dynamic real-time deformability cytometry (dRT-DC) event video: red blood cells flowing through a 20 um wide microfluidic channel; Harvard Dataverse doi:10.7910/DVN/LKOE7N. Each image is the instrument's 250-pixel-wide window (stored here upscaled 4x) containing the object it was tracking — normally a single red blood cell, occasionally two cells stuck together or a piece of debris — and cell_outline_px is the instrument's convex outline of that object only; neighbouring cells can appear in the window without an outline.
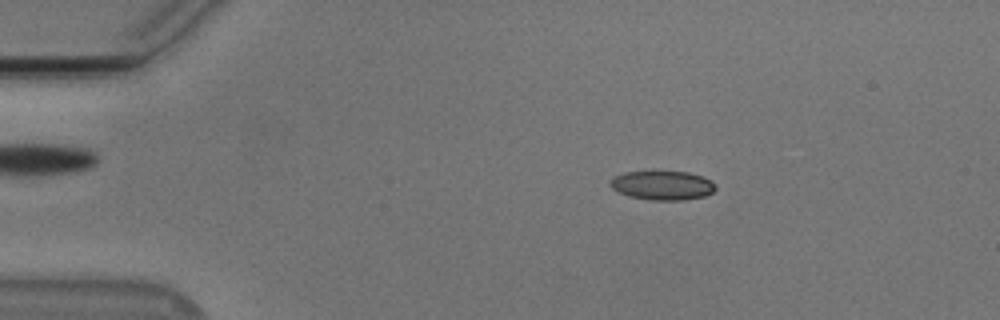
{"species": "Egyptian fruit bat (a non-hibernating species)", "species_latin": "Rousettus aegyptiacus", "temperature_condition": "cold", "stored_images_in_passage": 54, "camera_frame_rate_fps": 3000, "um_per_image_px": 0.085, "animal": {"sex": "male"}, "frame": {"image": 1, "passage_image": 9, "time_ms": 2.667, "image_size_px": [1000, 320], "cell_outline_px": [[716, 188], [712, 192], [704, 196], [684, 200], [652, 200], [628, 196], [612, 188], [608, 184], [616, 176], [624, 172], [688, 172], [712, 180], [716, 184]], "centroid_in_image_um": [56.33, 15.76], "position_along_channel_um": 28.7, "area_um2": 17.69}}
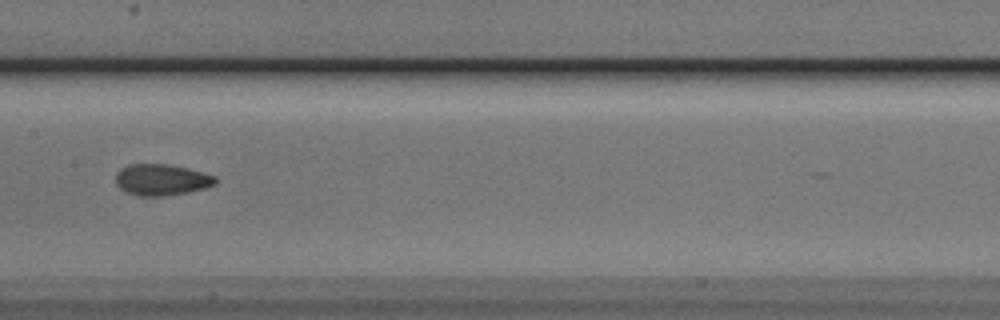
{"frame": {"image": 2, "passage_image": 27, "time_ms": 8.667, "image_size_px": [1000, 320], "cell_outline_px": [[216, 184], [204, 188], [188, 192], [164, 196], [136, 196], [120, 188], [116, 184], [116, 172], [128, 164], [168, 164], [188, 168], [204, 172], [216, 176]], "centroid_in_image_um": [13.74, 15.27], "position_along_channel_um": 193.7, "area_um2": 18.26}}
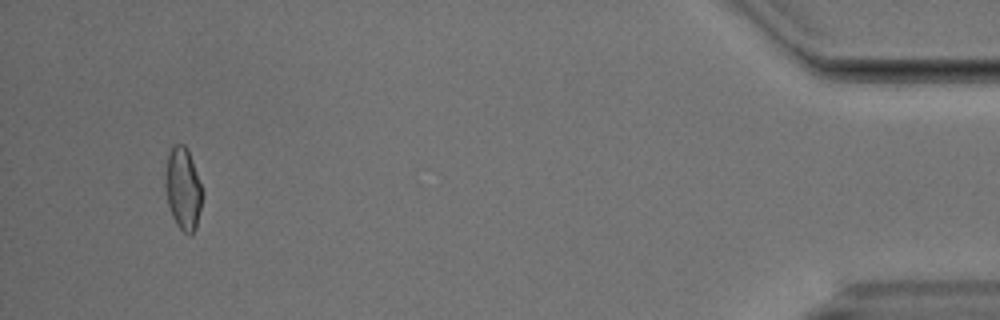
{"frame": {"image": 3, "passage_image": 51, "time_ms": 16.667, "image_size_px": [1000, 320], "cell_outline_px": [[204, 192], [196, 228], [192, 236], [188, 236], [176, 224], [172, 216], [168, 204], [164, 184], [168, 156], [172, 148], [176, 144], [184, 144], [188, 148]], "centroid_in_image_um": [15.58, 16.07], "position_along_channel_um": 419.6, "area_um2": 17.92}, "authors_computed_cell_mechanics": {"area_um2": 17.8891, "velocity_mm_per_s": 3.7703, "shape_relaxation_time_tau1_ms": 4.862, "shape_relaxation_time_tau2_ms": 2.8194, "deformation_change_tau1": 0.1167, "deformation_change_tau2": 0.0758}}